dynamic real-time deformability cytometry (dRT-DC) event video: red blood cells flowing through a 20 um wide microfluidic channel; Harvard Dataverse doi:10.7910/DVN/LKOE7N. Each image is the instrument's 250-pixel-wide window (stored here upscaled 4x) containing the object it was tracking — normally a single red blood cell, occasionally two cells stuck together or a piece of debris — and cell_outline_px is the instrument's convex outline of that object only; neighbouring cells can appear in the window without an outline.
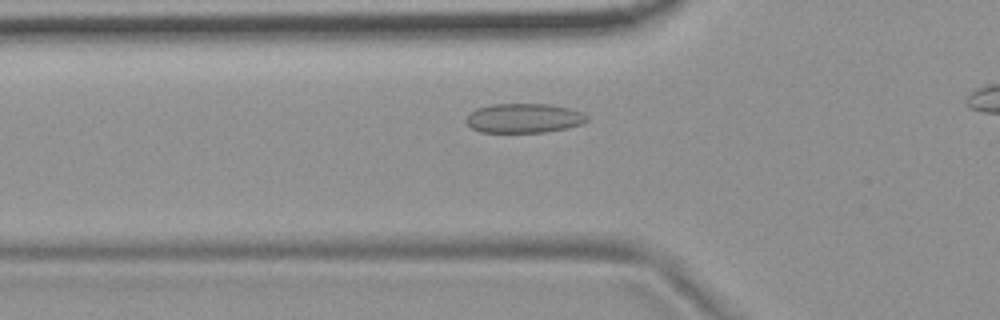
{"species": "common noctule bat (a hibernating species)", "species_latin": "Nyctalus noctula", "temperature_condition": "room temperature", "stored_images_in_passage": 41, "camera_frame_rate_fps": 3000, "um_per_image_px": 0.085, "animal": {"sex": "female", "body_mass_g": 19.9}, "frame": {"image": 1, "passage_image": 12, "time_ms": 3.667, "image_size_px": [1000, 320], "cell_outline_px": [[588, 120], [580, 124], [568, 128], [544, 132], [480, 132], [472, 128], [464, 120], [476, 108], [492, 104], [548, 104], [568, 108], [580, 112], [588, 116]], "centroid_in_image_um": [44.52, 10.04], "position_along_channel_um": 81.3, "area_um2": 20.58}}
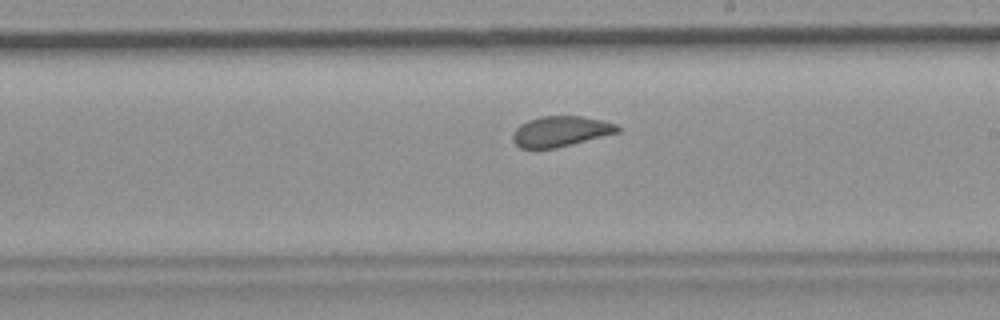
{"frame": {"image": 2, "passage_image": 25, "time_ms": 8.0, "image_size_px": [1000, 320], "cell_outline_px": [[620, 132], [556, 148], [520, 148], [512, 140], [512, 132], [520, 124], [528, 120], [540, 116], [580, 116], [600, 120], [616, 124], [620, 128]], "centroid_in_image_um": [47.62, 11.16], "position_along_channel_um": 241.4, "area_um2": 18.55}}
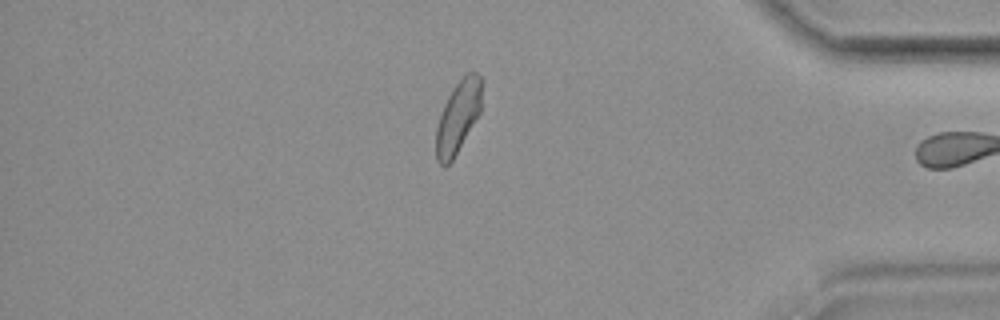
{"frame": {"image": 3, "passage_image": 40, "time_ms": 13.0, "image_size_px": [1000, 320], "cell_outline_px": [[484, 80], [480, 112], [452, 160], [444, 168], [436, 160], [436, 128], [440, 112], [448, 96], [456, 84], [468, 72], [476, 72]], "centroid_in_image_um": [38.94, 9.9], "position_along_channel_um": 396.3, "area_um2": 19.25}, "authors_computed_cell_mechanics": {"area_um2": 19.5942, "velocity_mm_per_s": 3.6934, "shape_relaxation_time_tau1_ms": null, "shape_relaxation_time_tau2_ms": 1.157, "deformation_change_tau1": null, "deformation_change_tau2": 0.0508}}